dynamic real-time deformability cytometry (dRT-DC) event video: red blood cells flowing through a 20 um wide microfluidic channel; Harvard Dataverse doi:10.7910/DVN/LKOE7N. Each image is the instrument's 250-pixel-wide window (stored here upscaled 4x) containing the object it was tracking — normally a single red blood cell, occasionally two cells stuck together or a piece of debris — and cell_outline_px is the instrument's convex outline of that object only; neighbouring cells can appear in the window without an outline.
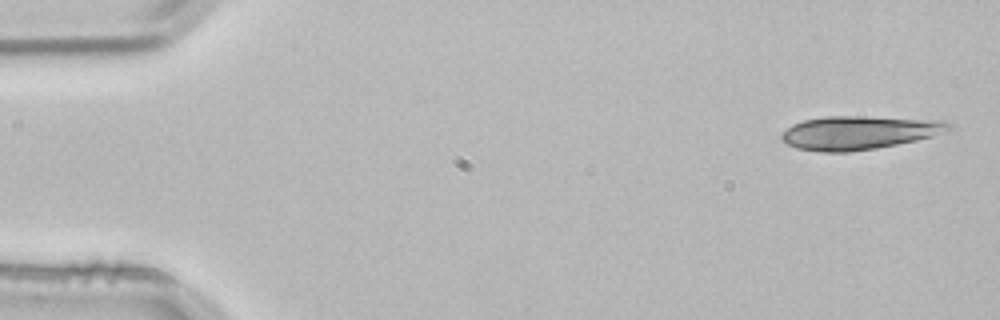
{"species": "common noctule bat (a hibernating species)", "species_latin": "Nyctalus noctula", "temperature_condition": "room temperature", "stored_images_in_passage": 3, "segment_of_instrument_passage": [2, 2], "camera_frame_rate_fps": 3000, "um_per_image_px": 0.085, "animal": {"sex": "male", "body_mass_g": 21.5, "forearm_length_mm": 52.0}, "frame": {"image": 1, "passage_image": 3, "time_ms": 0.667, "image_size_px": [1000, 320], "cell_outline_px": [[952, 128], [932, 136], [916, 140], [876, 148], [848, 152], [820, 152], [796, 148], [788, 144], [780, 136], [792, 124], [804, 120], [824, 116], [856, 116], [944, 120], [952, 124]], "centroid_in_image_um": [73.01, 11.27], "position_along_channel_um": 12.0, "area_um2": 32.48}}